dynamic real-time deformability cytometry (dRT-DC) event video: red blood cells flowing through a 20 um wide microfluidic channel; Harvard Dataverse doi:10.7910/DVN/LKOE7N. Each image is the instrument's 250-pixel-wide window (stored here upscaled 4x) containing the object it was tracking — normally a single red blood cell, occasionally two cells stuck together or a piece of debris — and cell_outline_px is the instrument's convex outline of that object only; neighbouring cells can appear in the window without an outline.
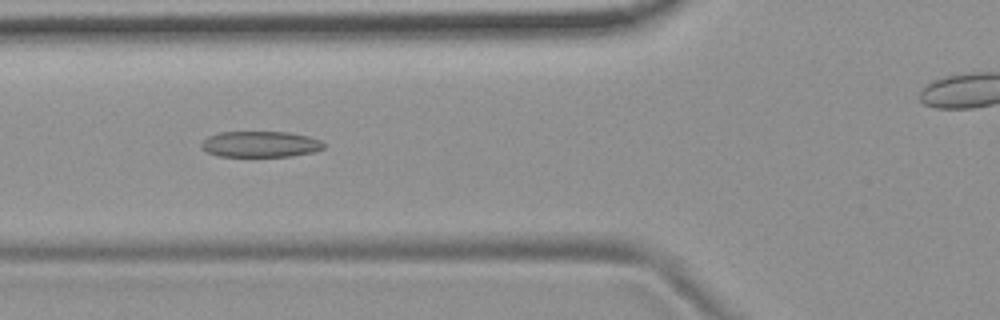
{"species": "common noctule bat (a hibernating species)", "species_latin": "Nyctalus noctula", "temperature_condition": "room temperature", "stored_images_in_passage": 54, "camera_frame_rate_fps": 3000, "um_per_image_px": 0.085, "animal": {"sex": "female", "body_mass_g": 19.9}, "frame": {"image": 1, "passage_image": 19, "time_ms": 6.0, "image_size_px": [1000, 320], "cell_outline_px": [[324, 148], [316, 152], [292, 156], [216, 156], [208, 152], [200, 144], [208, 136], [220, 132], [288, 132], [308, 136], [320, 140], [324, 144]], "centroid_in_image_um": [22.16, 12.26], "position_along_channel_um": 103.6, "area_um2": 18.5}}
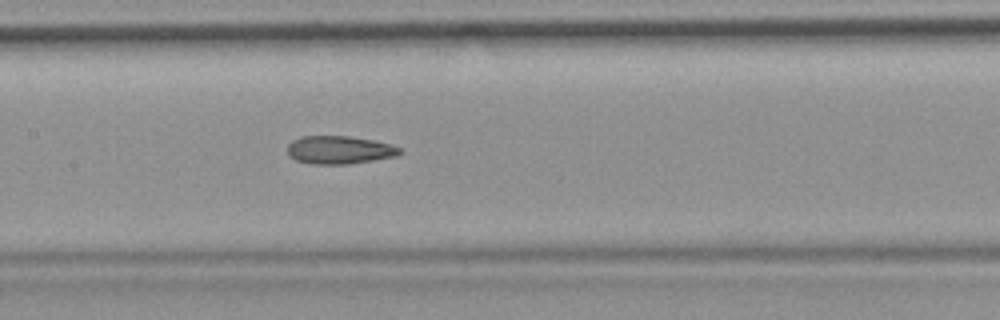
{"frame": {"image": 2, "passage_image": 25, "time_ms": 8.0, "image_size_px": [1000, 320], "cell_outline_px": [[400, 152], [396, 156], [348, 164], [312, 164], [296, 160], [288, 156], [288, 144], [292, 140], [300, 136], [348, 136], [372, 140], [392, 144], [400, 148]], "centroid_in_image_um": [28.81, 12.74], "position_along_channel_um": 178.6, "area_um2": 18.32}}
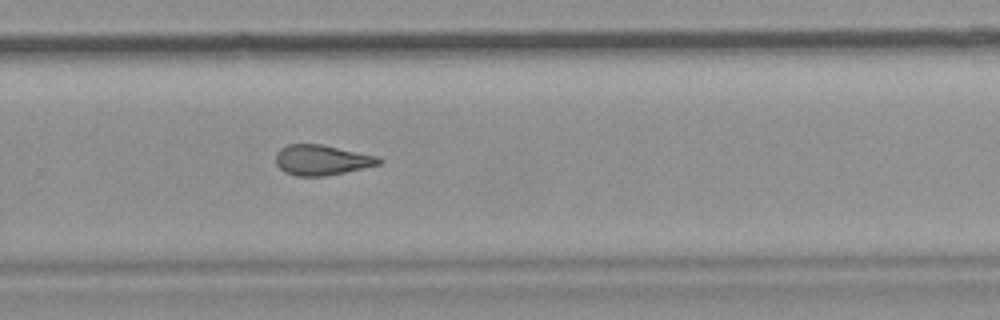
{"frame": {"image": 3, "passage_image": 35, "time_ms": 11.333, "image_size_px": [1000, 320], "cell_outline_px": [[384, 160], [380, 164], [364, 168], [324, 176], [296, 176], [284, 172], [276, 164], [276, 152], [280, 148], [288, 144], [320, 144], [380, 156]], "centroid_in_image_um": [27.36, 13.6], "position_along_channel_um": 302.4, "area_um2": 18.32}, "authors_computed_cell_mechanics": {"area_um2": 18.9584, "velocity_mm_per_s": 3.7287, "shape_relaxation_time_tau1_ms": null, "shape_relaxation_time_tau2_ms": 2.5321, "deformation_change_tau1": null, "deformation_change_tau2": 0.1016}}